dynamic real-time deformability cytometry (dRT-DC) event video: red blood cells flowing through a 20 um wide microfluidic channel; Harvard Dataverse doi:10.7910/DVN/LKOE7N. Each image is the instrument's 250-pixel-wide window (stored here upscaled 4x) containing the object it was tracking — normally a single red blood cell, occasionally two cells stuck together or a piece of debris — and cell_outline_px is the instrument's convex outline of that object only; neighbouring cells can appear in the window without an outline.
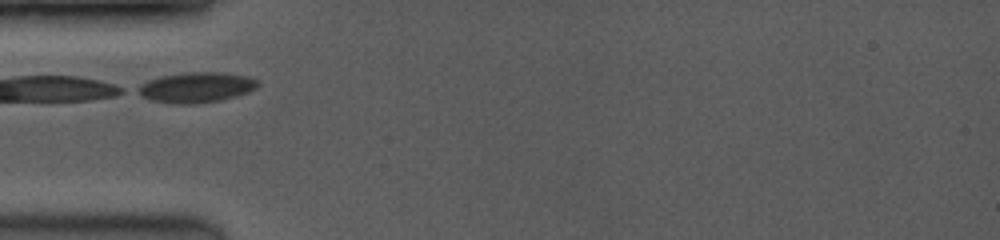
{"species": "common noctule bat (a hibernating species)", "species_latin": "Nyctalus noctula", "temperature_condition": "room temperature", "stored_images_in_passage": 26, "camera_frame_rate_fps": 3500, "um_per_image_px": 0.085, "animal": {"sex": "female", "body_mass_g": 19.0, "forearm_length_mm": 53.3}, "frame": {"image": 1, "passage_image": 1, "time_ms": 0.0, "image_size_px": [1000, 240], "cell_outline_px": [[260, 84], [256, 88], [248, 92], [236, 96], [220, 100], [196, 104], [176, 104], [152, 100], [136, 92], [132, 88], [148, 80], [160, 76], [184, 72], [220, 72], [248, 76], [256, 80]], "centroid_in_image_um": [16.65, 7.42], "position_along_channel_um": 68.4, "area_um2": 21.39}}
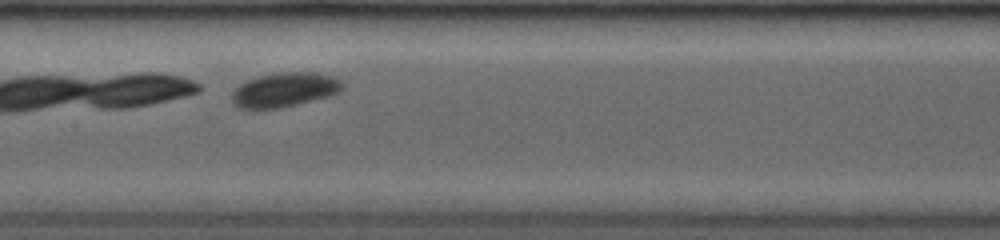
{"frame": {"image": 2, "passage_image": 10, "time_ms": 2.857, "image_size_px": [1000, 240], "cell_outline_px": [[344, 88], [340, 92], [328, 96], [280, 108], [240, 108], [232, 104], [232, 92], [240, 84], [248, 80], [260, 76], [276, 72], [312, 72], [332, 76], [340, 80], [344, 84]], "centroid_in_image_um": [24.19, 7.62], "position_along_channel_um": 183.2, "area_um2": 22.02}}
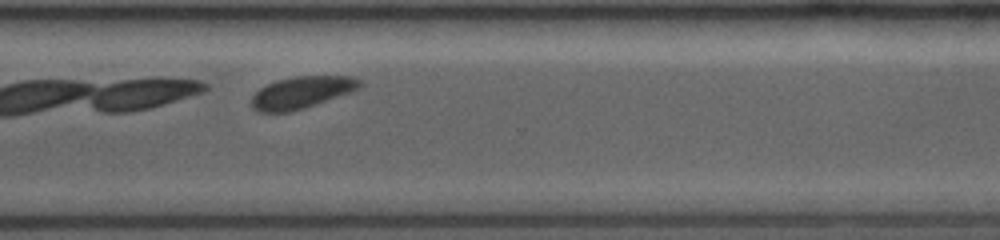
{"frame": {"image": 3, "passage_image": 22, "time_ms": 6.857, "image_size_px": [1000, 240], "cell_outline_px": [[364, 84], [360, 88], [304, 108], [288, 112], [256, 112], [252, 108], [252, 96], [260, 88], [276, 80], [296, 76], [352, 76], [360, 80]], "centroid_in_image_um": [25.63, 7.85], "position_along_channel_um": 345.0, "area_um2": 20.0}}